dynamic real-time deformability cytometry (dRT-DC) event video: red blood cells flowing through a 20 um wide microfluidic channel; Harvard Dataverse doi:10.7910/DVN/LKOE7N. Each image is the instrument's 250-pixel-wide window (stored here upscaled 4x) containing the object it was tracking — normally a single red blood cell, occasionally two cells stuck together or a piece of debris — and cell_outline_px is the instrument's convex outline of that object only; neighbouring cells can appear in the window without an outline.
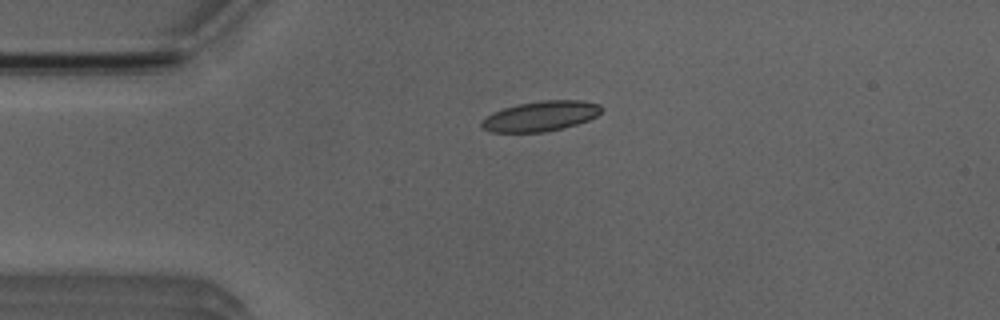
{"species": "Egyptian fruit bat (a non-hibernating species)", "species_latin": "Rousettus aegyptiacus", "temperature_condition": "room temperature", "stored_images_in_passage": 7, "camera_frame_rate_fps": 3000, "um_per_image_px": 0.085, "animal": {"sex": "male"}, "frame": {"image": 1, "passage_image": 4, "time_ms": 3.667, "image_size_px": [1000, 320], "cell_outline_px": [[604, 108], [596, 116], [588, 120], [576, 124], [544, 132], [492, 132], [484, 128], [480, 124], [492, 112], [516, 104], [540, 100], [580, 100], [600, 104]], "centroid_in_image_um": [45.98, 9.85], "position_along_channel_um": 39.0, "area_um2": 20.87}}